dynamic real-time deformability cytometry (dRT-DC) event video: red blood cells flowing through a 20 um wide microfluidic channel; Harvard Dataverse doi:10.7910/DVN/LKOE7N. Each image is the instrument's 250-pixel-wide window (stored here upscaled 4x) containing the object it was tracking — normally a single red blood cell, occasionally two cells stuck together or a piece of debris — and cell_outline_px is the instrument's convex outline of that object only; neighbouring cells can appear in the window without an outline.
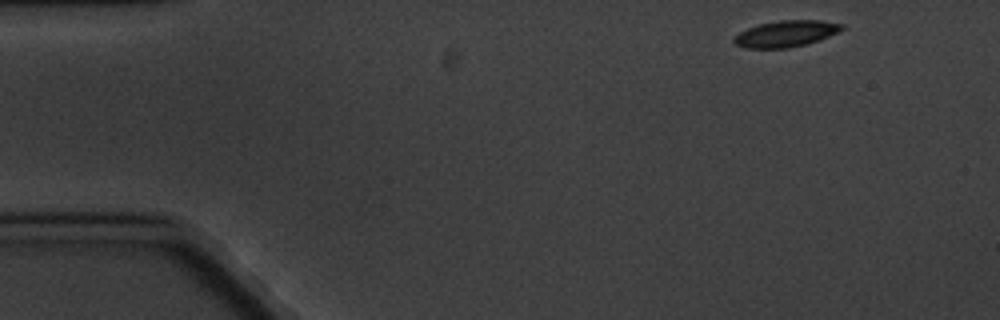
{"species": "common noctule bat (a hibernating species)", "species_latin": "Nyctalus noctula", "temperature_condition": "cold", "stored_images_in_passage": 4, "camera_frame_rate_fps": 3000, "um_per_image_px": 0.085, "animal": {"sex": "male", "body_mass_g": 20.1, "forearm_length_mm": 53.5}, "frame": {"image": 1, "passage_image": 1, "time_ms": 0.0, "image_size_px": [1000, 320], "cell_outline_px": [[844, 28], [828, 36], [804, 44], [788, 48], [744, 48], [736, 44], [732, 40], [740, 32], [748, 28], [760, 24], [780, 20], [820, 20], [844, 24]], "centroid_in_image_um": [66.78, 2.86], "position_along_channel_um": 18.2, "area_um2": 16.24}}
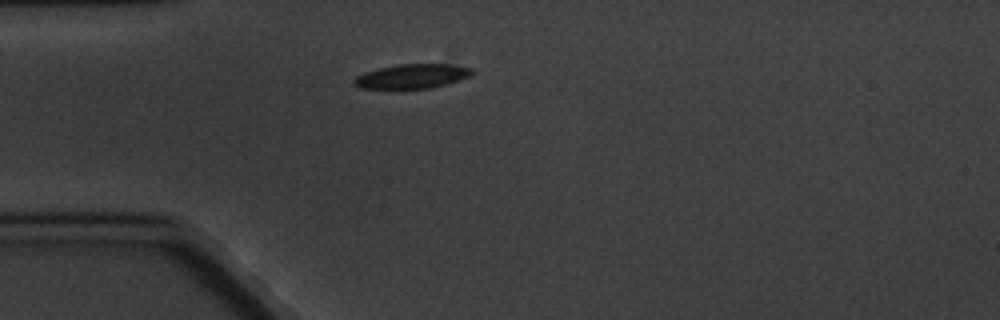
{"frame": {"image": 2, "passage_image": 4, "time_ms": 3.333, "image_size_px": [1000, 320], "cell_outline_px": [[476, 72], [472, 76], [432, 88], [360, 88], [352, 84], [352, 80], [356, 76], [364, 72], [376, 68], [396, 64], [448, 64], [472, 68]], "centroid_in_image_um": [35.02, 6.47], "position_along_channel_um": 50.0, "area_um2": 16.94}}